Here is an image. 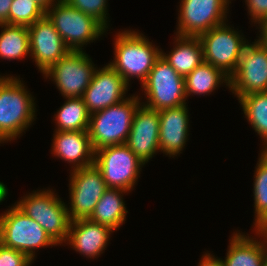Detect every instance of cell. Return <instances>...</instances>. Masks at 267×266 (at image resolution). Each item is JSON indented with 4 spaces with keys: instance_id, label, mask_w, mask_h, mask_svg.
I'll return each instance as SVG.
<instances>
[{
    "instance_id": "cell-1",
    "label": "cell",
    "mask_w": 267,
    "mask_h": 266,
    "mask_svg": "<svg viewBox=\"0 0 267 266\" xmlns=\"http://www.w3.org/2000/svg\"><path fill=\"white\" fill-rule=\"evenodd\" d=\"M33 99L20 78L5 76L0 81V143L16 139L35 120Z\"/></svg>"
},
{
    "instance_id": "cell-35",
    "label": "cell",
    "mask_w": 267,
    "mask_h": 266,
    "mask_svg": "<svg viewBox=\"0 0 267 266\" xmlns=\"http://www.w3.org/2000/svg\"><path fill=\"white\" fill-rule=\"evenodd\" d=\"M39 5H41L45 10L49 9L58 0H35Z\"/></svg>"
},
{
    "instance_id": "cell-8",
    "label": "cell",
    "mask_w": 267,
    "mask_h": 266,
    "mask_svg": "<svg viewBox=\"0 0 267 266\" xmlns=\"http://www.w3.org/2000/svg\"><path fill=\"white\" fill-rule=\"evenodd\" d=\"M94 164L100 169L108 188L131 191L137 184L142 162L126 144L110 145L95 151Z\"/></svg>"
},
{
    "instance_id": "cell-29",
    "label": "cell",
    "mask_w": 267,
    "mask_h": 266,
    "mask_svg": "<svg viewBox=\"0 0 267 266\" xmlns=\"http://www.w3.org/2000/svg\"><path fill=\"white\" fill-rule=\"evenodd\" d=\"M72 7L93 17L99 21L106 29L109 25L107 16V0H64Z\"/></svg>"
},
{
    "instance_id": "cell-7",
    "label": "cell",
    "mask_w": 267,
    "mask_h": 266,
    "mask_svg": "<svg viewBox=\"0 0 267 266\" xmlns=\"http://www.w3.org/2000/svg\"><path fill=\"white\" fill-rule=\"evenodd\" d=\"M146 95L143 105L156 111L186 104L185 80L160 55L147 79L142 83Z\"/></svg>"
},
{
    "instance_id": "cell-25",
    "label": "cell",
    "mask_w": 267,
    "mask_h": 266,
    "mask_svg": "<svg viewBox=\"0 0 267 266\" xmlns=\"http://www.w3.org/2000/svg\"><path fill=\"white\" fill-rule=\"evenodd\" d=\"M90 114L82 97L66 98L55 114V131H88Z\"/></svg>"
},
{
    "instance_id": "cell-32",
    "label": "cell",
    "mask_w": 267,
    "mask_h": 266,
    "mask_svg": "<svg viewBox=\"0 0 267 266\" xmlns=\"http://www.w3.org/2000/svg\"><path fill=\"white\" fill-rule=\"evenodd\" d=\"M13 0H0V24H8L9 10Z\"/></svg>"
},
{
    "instance_id": "cell-3",
    "label": "cell",
    "mask_w": 267,
    "mask_h": 266,
    "mask_svg": "<svg viewBox=\"0 0 267 266\" xmlns=\"http://www.w3.org/2000/svg\"><path fill=\"white\" fill-rule=\"evenodd\" d=\"M140 97L135 94L116 105L90 115L88 133L93 150L126 144Z\"/></svg>"
},
{
    "instance_id": "cell-26",
    "label": "cell",
    "mask_w": 267,
    "mask_h": 266,
    "mask_svg": "<svg viewBox=\"0 0 267 266\" xmlns=\"http://www.w3.org/2000/svg\"><path fill=\"white\" fill-rule=\"evenodd\" d=\"M238 100L245 118L264 141L263 149L267 148V92L244 95Z\"/></svg>"
},
{
    "instance_id": "cell-37",
    "label": "cell",
    "mask_w": 267,
    "mask_h": 266,
    "mask_svg": "<svg viewBox=\"0 0 267 266\" xmlns=\"http://www.w3.org/2000/svg\"><path fill=\"white\" fill-rule=\"evenodd\" d=\"M262 266H267V252H266V254H265V257H264Z\"/></svg>"
},
{
    "instance_id": "cell-11",
    "label": "cell",
    "mask_w": 267,
    "mask_h": 266,
    "mask_svg": "<svg viewBox=\"0 0 267 266\" xmlns=\"http://www.w3.org/2000/svg\"><path fill=\"white\" fill-rule=\"evenodd\" d=\"M94 66L84 51H70L43 75L54 81L64 98L82 97L92 80Z\"/></svg>"
},
{
    "instance_id": "cell-4",
    "label": "cell",
    "mask_w": 267,
    "mask_h": 266,
    "mask_svg": "<svg viewBox=\"0 0 267 266\" xmlns=\"http://www.w3.org/2000/svg\"><path fill=\"white\" fill-rule=\"evenodd\" d=\"M52 190H37L26 194L15 205L36 221L58 245L68 238L70 217L65 203Z\"/></svg>"
},
{
    "instance_id": "cell-27",
    "label": "cell",
    "mask_w": 267,
    "mask_h": 266,
    "mask_svg": "<svg viewBox=\"0 0 267 266\" xmlns=\"http://www.w3.org/2000/svg\"><path fill=\"white\" fill-rule=\"evenodd\" d=\"M256 166L253 184L255 230L267 221V154L263 150Z\"/></svg>"
},
{
    "instance_id": "cell-22",
    "label": "cell",
    "mask_w": 267,
    "mask_h": 266,
    "mask_svg": "<svg viewBox=\"0 0 267 266\" xmlns=\"http://www.w3.org/2000/svg\"><path fill=\"white\" fill-rule=\"evenodd\" d=\"M123 193L128 191L119 188H108L98 201L90 221L105 225L116 231L126 220V204L123 201Z\"/></svg>"
},
{
    "instance_id": "cell-6",
    "label": "cell",
    "mask_w": 267,
    "mask_h": 266,
    "mask_svg": "<svg viewBox=\"0 0 267 266\" xmlns=\"http://www.w3.org/2000/svg\"><path fill=\"white\" fill-rule=\"evenodd\" d=\"M0 243L26 254L32 261L36 249L57 246L46 231L15 204L0 216Z\"/></svg>"
},
{
    "instance_id": "cell-2",
    "label": "cell",
    "mask_w": 267,
    "mask_h": 266,
    "mask_svg": "<svg viewBox=\"0 0 267 266\" xmlns=\"http://www.w3.org/2000/svg\"><path fill=\"white\" fill-rule=\"evenodd\" d=\"M114 60L108 63L129 84L136 77L142 83L161 55V49L155 47L149 39L138 31L119 32L114 42Z\"/></svg>"
},
{
    "instance_id": "cell-30",
    "label": "cell",
    "mask_w": 267,
    "mask_h": 266,
    "mask_svg": "<svg viewBox=\"0 0 267 266\" xmlns=\"http://www.w3.org/2000/svg\"><path fill=\"white\" fill-rule=\"evenodd\" d=\"M31 263L33 261L26 254L0 243V266H30Z\"/></svg>"
},
{
    "instance_id": "cell-31",
    "label": "cell",
    "mask_w": 267,
    "mask_h": 266,
    "mask_svg": "<svg viewBox=\"0 0 267 266\" xmlns=\"http://www.w3.org/2000/svg\"><path fill=\"white\" fill-rule=\"evenodd\" d=\"M251 22L259 24L267 20V0H245Z\"/></svg>"
},
{
    "instance_id": "cell-28",
    "label": "cell",
    "mask_w": 267,
    "mask_h": 266,
    "mask_svg": "<svg viewBox=\"0 0 267 266\" xmlns=\"http://www.w3.org/2000/svg\"><path fill=\"white\" fill-rule=\"evenodd\" d=\"M46 10L35 0H13L8 17V24L29 27L45 16Z\"/></svg>"
},
{
    "instance_id": "cell-38",
    "label": "cell",
    "mask_w": 267,
    "mask_h": 266,
    "mask_svg": "<svg viewBox=\"0 0 267 266\" xmlns=\"http://www.w3.org/2000/svg\"><path fill=\"white\" fill-rule=\"evenodd\" d=\"M266 154H267V148H265V149H262Z\"/></svg>"
},
{
    "instance_id": "cell-9",
    "label": "cell",
    "mask_w": 267,
    "mask_h": 266,
    "mask_svg": "<svg viewBox=\"0 0 267 266\" xmlns=\"http://www.w3.org/2000/svg\"><path fill=\"white\" fill-rule=\"evenodd\" d=\"M224 23L198 36L204 62L220 69L229 78L235 72L241 52L248 40L243 38L234 27ZM233 28V29H232Z\"/></svg>"
},
{
    "instance_id": "cell-10",
    "label": "cell",
    "mask_w": 267,
    "mask_h": 266,
    "mask_svg": "<svg viewBox=\"0 0 267 266\" xmlns=\"http://www.w3.org/2000/svg\"><path fill=\"white\" fill-rule=\"evenodd\" d=\"M229 88L238 99L267 92V49L258 40L247 42L243 48L237 68L229 78Z\"/></svg>"
},
{
    "instance_id": "cell-15",
    "label": "cell",
    "mask_w": 267,
    "mask_h": 266,
    "mask_svg": "<svg viewBox=\"0 0 267 266\" xmlns=\"http://www.w3.org/2000/svg\"><path fill=\"white\" fill-rule=\"evenodd\" d=\"M128 86L109 64L95 69L90 85L82 96L89 114L124 101Z\"/></svg>"
},
{
    "instance_id": "cell-14",
    "label": "cell",
    "mask_w": 267,
    "mask_h": 266,
    "mask_svg": "<svg viewBox=\"0 0 267 266\" xmlns=\"http://www.w3.org/2000/svg\"><path fill=\"white\" fill-rule=\"evenodd\" d=\"M28 30L29 56L42 74L71 51L46 15L30 25Z\"/></svg>"
},
{
    "instance_id": "cell-19",
    "label": "cell",
    "mask_w": 267,
    "mask_h": 266,
    "mask_svg": "<svg viewBox=\"0 0 267 266\" xmlns=\"http://www.w3.org/2000/svg\"><path fill=\"white\" fill-rule=\"evenodd\" d=\"M52 154L69 162L71 170L94 164L93 150L88 131H55Z\"/></svg>"
},
{
    "instance_id": "cell-18",
    "label": "cell",
    "mask_w": 267,
    "mask_h": 266,
    "mask_svg": "<svg viewBox=\"0 0 267 266\" xmlns=\"http://www.w3.org/2000/svg\"><path fill=\"white\" fill-rule=\"evenodd\" d=\"M112 232L115 231L108 226L92 222L89 219H77L70 223L66 242L75 251L92 259L103 253Z\"/></svg>"
},
{
    "instance_id": "cell-20",
    "label": "cell",
    "mask_w": 267,
    "mask_h": 266,
    "mask_svg": "<svg viewBox=\"0 0 267 266\" xmlns=\"http://www.w3.org/2000/svg\"><path fill=\"white\" fill-rule=\"evenodd\" d=\"M255 232L264 240L258 242L256 238L254 240L243 233H233L223 266H262L267 252V240L258 230Z\"/></svg>"
},
{
    "instance_id": "cell-13",
    "label": "cell",
    "mask_w": 267,
    "mask_h": 266,
    "mask_svg": "<svg viewBox=\"0 0 267 266\" xmlns=\"http://www.w3.org/2000/svg\"><path fill=\"white\" fill-rule=\"evenodd\" d=\"M230 0H181L178 17V36L198 37L226 23ZM228 8V9H227Z\"/></svg>"
},
{
    "instance_id": "cell-5",
    "label": "cell",
    "mask_w": 267,
    "mask_h": 266,
    "mask_svg": "<svg viewBox=\"0 0 267 266\" xmlns=\"http://www.w3.org/2000/svg\"><path fill=\"white\" fill-rule=\"evenodd\" d=\"M45 15L71 51H83L84 45L100 38L106 32V28L99 21L64 0L54 3L46 10Z\"/></svg>"
},
{
    "instance_id": "cell-21",
    "label": "cell",
    "mask_w": 267,
    "mask_h": 266,
    "mask_svg": "<svg viewBox=\"0 0 267 266\" xmlns=\"http://www.w3.org/2000/svg\"><path fill=\"white\" fill-rule=\"evenodd\" d=\"M175 39V48L173 47L169 54L161 50V55L179 75L185 78L204 62L202 45L198 37L177 35Z\"/></svg>"
},
{
    "instance_id": "cell-17",
    "label": "cell",
    "mask_w": 267,
    "mask_h": 266,
    "mask_svg": "<svg viewBox=\"0 0 267 266\" xmlns=\"http://www.w3.org/2000/svg\"><path fill=\"white\" fill-rule=\"evenodd\" d=\"M187 105L159 110L160 152L171 156L180 155L189 135V113Z\"/></svg>"
},
{
    "instance_id": "cell-12",
    "label": "cell",
    "mask_w": 267,
    "mask_h": 266,
    "mask_svg": "<svg viewBox=\"0 0 267 266\" xmlns=\"http://www.w3.org/2000/svg\"><path fill=\"white\" fill-rule=\"evenodd\" d=\"M70 171V220L88 219L108 187L95 164Z\"/></svg>"
},
{
    "instance_id": "cell-34",
    "label": "cell",
    "mask_w": 267,
    "mask_h": 266,
    "mask_svg": "<svg viewBox=\"0 0 267 266\" xmlns=\"http://www.w3.org/2000/svg\"><path fill=\"white\" fill-rule=\"evenodd\" d=\"M260 28V36H258V40L266 49H267V23H259Z\"/></svg>"
},
{
    "instance_id": "cell-33",
    "label": "cell",
    "mask_w": 267,
    "mask_h": 266,
    "mask_svg": "<svg viewBox=\"0 0 267 266\" xmlns=\"http://www.w3.org/2000/svg\"><path fill=\"white\" fill-rule=\"evenodd\" d=\"M198 266H223V260L221 258L214 257L210 253H205L202 256Z\"/></svg>"
},
{
    "instance_id": "cell-23",
    "label": "cell",
    "mask_w": 267,
    "mask_h": 266,
    "mask_svg": "<svg viewBox=\"0 0 267 266\" xmlns=\"http://www.w3.org/2000/svg\"><path fill=\"white\" fill-rule=\"evenodd\" d=\"M184 80L186 97L191 94H203L205 96V94L213 92L223 82L229 88V77L207 62H202Z\"/></svg>"
},
{
    "instance_id": "cell-16",
    "label": "cell",
    "mask_w": 267,
    "mask_h": 266,
    "mask_svg": "<svg viewBox=\"0 0 267 266\" xmlns=\"http://www.w3.org/2000/svg\"><path fill=\"white\" fill-rule=\"evenodd\" d=\"M159 131V112L141 103L134 114L126 145L147 163L160 151Z\"/></svg>"
},
{
    "instance_id": "cell-24",
    "label": "cell",
    "mask_w": 267,
    "mask_h": 266,
    "mask_svg": "<svg viewBox=\"0 0 267 266\" xmlns=\"http://www.w3.org/2000/svg\"><path fill=\"white\" fill-rule=\"evenodd\" d=\"M0 58L19 60L30 55L28 27L23 25L0 24Z\"/></svg>"
},
{
    "instance_id": "cell-36",
    "label": "cell",
    "mask_w": 267,
    "mask_h": 266,
    "mask_svg": "<svg viewBox=\"0 0 267 266\" xmlns=\"http://www.w3.org/2000/svg\"><path fill=\"white\" fill-rule=\"evenodd\" d=\"M267 240V221H265L258 229H257Z\"/></svg>"
}]
</instances>
